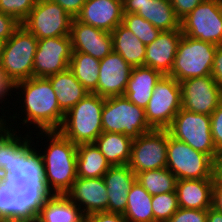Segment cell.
<instances>
[{"label": "cell", "instance_id": "1", "mask_svg": "<svg viewBox=\"0 0 222 222\" xmlns=\"http://www.w3.org/2000/svg\"><path fill=\"white\" fill-rule=\"evenodd\" d=\"M19 88V98L24 94L21 100L24 101L23 112L26 114L22 124H34L40 131H58L65 114L60 110L50 81L47 78L31 77L13 85V90Z\"/></svg>", "mask_w": 222, "mask_h": 222}, {"label": "cell", "instance_id": "2", "mask_svg": "<svg viewBox=\"0 0 222 222\" xmlns=\"http://www.w3.org/2000/svg\"><path fill=\"white\" fill-rule=\"evenodd\" d=\"M37 133L49 141L47 150L39 152L45 186L51 194H65L77 178V145L59 131Z\"/></svg>", "mask_w": 222, "mask_h": 222}, {"label": "cell", "instance_id": "3", "mask_svg": "<svg viewBox=\"0 0 222 222\" xmlns=\"http://www.w3.org/2000/svg\"><path fill=\"white\" fill-rule=\"evenodd\" d=\"M103 105V97L89 93L65 114L58 131L76 145L94 143L103 132Z\"/></svg>", "mask_w": 222, "mask_h": 222}, {"label": "cell", "instance_id": "4", "mask_svg": "<svg viewBox=\"0 0 222 222\" xmlns=\"http://www.w3.org/2000/svg\"><path fill=\"white\" fill-rule=\"evenodd\" d=\"M37 47L38 39L23 25L4 42L0 70L13 85L33 77Z\"/></svg>", "mask_w": 222, "mask_h": 222}, {"label": "cell", "instance_id": "5", "mask_svg": "<svg viewBox=\"0 0 222 222\" xmlns=\"http://www.w3.org/2000/svg\"><path fill=\"white\" fill-rule=\"evenodd\" d=\"M102 129L135 139L153 128L147 122L145 109L121 95L104 98Z\"/></svg>", "mask_w": 222, "mask_h": 222}, {"label": "cell", "instance_id": "6", "mask_svg": "<svg viewBox=\"0 0 222 222\" xmlns=\"http://www.w3.org/2000/svg\"><path fill=\"white\" fill-rule=\"evenodd\" d=\"M217 45L182 35L169 76L178 82L210 76Z\"/></svg>", "mask_w": 222, "mask_h": 222}, {"label": "cell", "instance_id": "7", "mask_svg": "<svg viewBox=\"0 0 222 222\" xmlns=\"http://www.w3.org/2000/svg\"><path fill=\"white\" fill-rule=\"evenodd\" d=\"M167 131L173 138L185 142L196 151L207 154L214 162L220 154L213 143L210 115L181 108Z\"/></svg>", "mask_w": 222, "mask_h": 222}, {"label": "cell", "instance_id": "8", "mask_svg": "<svg viewBox=\"0 0 222 222\" xmlns=\"http://www.w3.org/2000/svg\"><path fill=\"white\" fill-rule=\"evenodd\" d=\"M179 179H214L215 162L168 133L167 166Z\"/></svg>", "mask_w": 222, "mask_h": 222}, {"label": "cell", "instance_id": "9", "mask_svg": "<svg viewBox=\"0 0 222 222\" xmlns=\"http://www.w3.org/2000/svg\"><path fill=\"white\" fill-rule=\"evenodd\" d=\"M181 108L180 83L174 77L163 75L145 108L148 124L153 129H167Z\"/></svg>", "mask_w": 222, "mask_h": 222}, {"label": "cell", "instance_id": "10", "mask_svg": "<svg viewBox=\"0 0 222 222\" xmlns=\"http://www.w3.org/2000/svg\"><path fill=\"white\" fill-rule=\"evenodd\" d=\"M183 35L222 44V0H204L180 21Z\"/></svg>", "mask_w": 222, "mask_h": 222}, {"label": "cell", "instance_id": "11", "mask_svg": "<svg viewBox=\"0 0 222 222\" xmlns=\"http://www.w3.org/2000/svg\"><path fill=\"white\" fill-rule=\"evenodd\" d=\"M73 17L51 0H37L28 17L21 23L38 40L70 36Z\"/></svg>", "mask_w": 222, "mask_h": 222}, {"label": "cell", "instance_id": "12", "mask_svg": "<svg viewBox=\"0 0 222 222\" xmlns=\"http://www.w3.org/2000/svg\"><path fill=\"white\" fill-rule=\"evenodd\" d=\"M167 129H152L133 139L128 166L136 173L167 166Z\"/></svg>", "mask_w": 222, "mask_h": 222}, {"label": "cell", "instance_id": "13", "mask_svg": "<svg viewBox=\"0 0 222 222\" xmlns=\"http://www.w3.org/2000/svg\"><path fill=\"white\" fill-rule=\"evenodd\" d=\"M71 57L72 44L70 36L38 40L33 63V77L47 78L67 70Z\"/></svg>", "mask_w": 222, "mask_h": 222}, {"label": "cell", "instance_id": "14", "mask_svg": "<svg viewBox=\"0 0 222 222\" xmlns=\"http://www.w3.org/2000/svg\"><path fill=\"white\" fill-rule=\"evenodd\" d=\"M179 83L183 109L211 115L222 101V89L211 75L189 78Z\"/></svg>", "mask_w": 222, "mask_h": 222}, {"label": "cell", "instance_id": "15", "mask_svg": "<svg viewBox=\"0 0 222 222\" xmlns=\"http://www.w3.org/2000/svg\"><path fill=\"white\" fill-rule=\"evenodd\" d=\"M133 67L112 51L100 60L97 94L108 98L124 95Z\"/></svg>", "mask_w": 222, "mask_h": 222}, {"label": "cell", "instance_id": "16", "mask_svg": "<svg viewBox=\"0 0 222 222\" xmlns=\"http://www.w3.org/2000/svg\"><path fill=\"white\" fill-rule=\"evenodd\" d=\"M65 195L89 215L97 212H108L107 187L103 177H77Z\"/></svg>", "mask_w": 222, "mask_h": 222}, {"label": "cell", "instance_id": "17", "mask_svg": "<svg viewBox=\"0 0 222 222\" xmlns=\"http://www.w3.org/2000/svg\"><path fill=\"white\" fill-rule=\"evenodd\" d=\"M72 52H82L102 60L113 51V38L110 32L73 19L71 24Z\"/></svg>", "mask_w": 222, "mask_h": 222}, {"label": "cell", "instance_id": "18", "mask_svg": "<svg viewBox=\"0 0 222 222\" xmlns=\"http://www.w3.org/2000/svg\"><path fill=\"white\" fill-rule=\"evenodd\" d=\"M124 13H135L161 31L180 29L170 0H122Z\"/></svg>", "mask_w": 222, "mask_h": 222}, {"label": "cell", "instance_id": "19", "mask_svg": "<svg viewBox=\"0 0 222 222\" xmlns=\"http://www.w3.org/2000/svg\"><path fill=\"white\" fill-rule=\"evenodd\" d=\"M122 0H86L76 19L106 32H112L123 20Z\"/></svg>", "mask_w": 222, "mask_h": 222}, {"label": "cell", "instance_id": "20", "mask_svg": "<svg viewBox=\"0 0 222 222\" xmlns=\"http://www.w3.org/2000/svg\"><path fill=\"white\" fill-rule=\"evenodd\" d=\"M182 35L181 28L161 31L160 35L146 46L144 66L153 68L162 75H170Z\"/></svg>", "mask_w": 222, "mask_h": 222}, {"label": "cell", "instance_id": "21", "mask_svg": "<svg viewBox=\"0 0 222 222\" xmlns=\"http://www.w3.org/2000/svg\"><path fill=\"white\" fill-rule=\"evenodd\" d=\"M107 187L108 212L124 214L127 206V196L136 181L135 172L128 166H111L103 175Z\"/></svg>", "mask_w": 222, "mask_h": 222}, {"label": "cell", "instance_id": "22", "mask_svg": "<svg viewBox=\"0 0 222 222\" xmlns=\"http://www.w3.org/2000/svg\"><path fill=\"white\" fill-rule=\"evenodd\" d=\"M14 196H19L22 206H27L35 215L51 193L47 190L44 177H29L12 174L1 178Z\"/></svg>", "mask_w": 222, "mask_h": 222}, {"label": "cell", "instance_id": "23", "mask_svg": "<svg viewBox=\"0 0 222 222\" xmlns=\"http://www.w3.org/2000/svg\"><path fill=\"white\" fill-rule=\"evenodd\" d=\"M6 126H3V168L1 178L12 174H21L23 162L35 150L32 147L34 143L31 144L32 137L30 138L28 134L24 138L19 134V137L14 127L12 129V127Z\"/></svg>", "mask_w": 222, "mask_h": 222}, {"label": "cell", "instance_id": "24", "mask_svg": "<svg viewBox=\"0 0 222 222\" xmlns=\"http://www.w3.org/2000/svg\"><path fill=\"white\" fill-rule=\"evenodd\" d=\"M214 179H179L176 182L179 208L204 210L212 207Z\"/></svg>", "mask_w": 222, "mask_h": 222}, {"label": "cell", "instance_id": "25", "mask_svg": "<svg viewBox=\"0 0 222 222\" xmlns=\"http://www.w3.org/2000/svg\"><path fill=\"white\" fill-rule=\"evenodd\" d=\"M163 75L146 66L133 67L124 96L132 103L146 108L156 83Z\"/></svg>", "mask_w": 222, "mask_h": 222}, {"label": "cell", "instance_id": "26", "mask_svg": "<svg viewBox=\"0 0 222 222\" xmlns=\"http://www.w3.org/2000/svg\"><path fill=\"white\" fill-rule=\"evenodd\" d=\"M82 210L65 194H51L40 207L35 222H81Z\"/></svg>", "mask_w": 222, "mask_h": 222}, {"label": "cell", "instance_id": "27", "mask_svg": "<svg viewBox=\"0 0 222 222\" xmlns=\"http://www.w3.org/2000/svg\"><path fill=\"white\" fill-rule=\"evenodd\" d=\"M47 79L53 87L60 110L64 114L89 94L69 68L55 75H51L47 77Z\"/></svg>", "mask_w": 222, "mask_h": 222}, {"label": "cell", "instance_id": "28", "mask_svg": "<svg viewBox=\"0 0 222 222\" xmlns=\"http://www.w3.org/2000/svg\"><path fill=\"white\" fill-rule=\"evenodd\" d=\"M113 51L132 67L144 66L146 46L122 23L112 32Z\"/></svg>", "mask_w": 222, "mask_h": 222}, {"label": "cell", "instance_id": "29", "mask_svg": "<svg viewBox=\"0 0 222 222\" xmlns=\"http://www.w3.org/2000/svg\"><path fill=\"white\" fill-rule=\"evenodd\" d=\"M133 139L120 133L102 132L95 145L111 166L128 164Z\"/></svg>", "mask_w": 222, "mask_h": 222}, {"label": "cell", "instance_id": "30", "mask_svg": "<svg viewBox=\"0 0 222 222\" xmlns=\"http://www.w3.org/2000/svg\"><path fill=\"white\" fill-rule=\"evenodd\" d=\"M110 167L95 143L77 145V177H103Z\"/></svg>", "mask_w": 222, "mask_h": 222}, {"label": "cell", "instance_id": "31", "mask_svg": "<svg viewBox=\"0 0 222 222\" xmlns=\"http://www.w3.org/2000/svg\"><path fill=\"white\" fill-rule=\"evenodd\" d=\"M152 195L136 180L127 196L123 214L127 222H154Z\"/></svg>", "mask_w": 222, "mask_h": 222}, {"label": "cell", "instance_id": "32", "mask_svg": "<svg viewBox=\"0 0 222 222\" xmlns=\"http://www.w3.org/2000/svg\"><path fill=\"white\" fill-rule=\"evenodd\" d=\"M69 69L89 93L97 94L100 60L82 52H72Z\"/></svg>", "mask_w": 222, "mask_h": 222}, {"label": "cell", "instance_id": "33", "mask_svg": "<svg viewBox=\"0 0 222 222\" xmlns=\"http://www.w3.org/2000/svg\"><path fill=\"white\" fill-rule=\"evenodd\" d=\"M36 215L22 206L19 196H14L0 179V222H35Z\"/></svg>", "mask_w": 222, "mask_h": 222}, {"label": "cell", "instance_id": "34", "mask_svg": "<svg viewBox=\"0 0 222 222\" xmlns=\"http://www.w3.org/2000/svg\"><path fill=\"white\" fill-rule=\"evenodd\" d=\"M136 180L152 196L175 192L177 182L176 176L167 167L138 172Z\"/></svg>", "mask_w": 222, "mask_h": 222}, {"label": "cell", "instance_id": "35", "mask_svg": "<svg viewBox=\"0 0 222 222\" xmlns=\"http://www.w3.org/2000/svg\"><path fill=\"white\" fill-rule=\"evenodd\" d=\"M122 24L129 29L145 46L152 43L161 33L149 21L135 13H124Z\"/></svg>", "mask_w": 222, "mask_h": 222}, {"label": "cell", "instance_id": "36", "mask_svg": "<svg viewBox=\"0 0 222 222\" xmlns=\"http://www.w3.org/2000/svg\"><path fill=\"white\" fill-rule=\"evenodd\" d=\"M151 203L154 222H167L179 209L176 192L153 195Z\"/></svg>", "mask_w": 222, "mask_h": 222}, {"label": "cell", "instance_id": "37", "mask_svg": "<svg viewBox=\"0 0 222 222\" xmlns=\"http://www.w3.org/2000/svg\"><path fill=\"white\" fill-rule=\"evenodd\" d=\"M37 0H0V12L13 16L22 23L36 5Z\"/></svg>", "mask_w": 222, "mask_h": 222}, {"label": "cell", "instance_id": "38", "mask_svg": "<svg viewBox=\"0 0 222 222\" xmlns=\"http://www.w3.org/2000/svg\"><path fill=\"white\" fill-rule=\"evenodd\" d=\"M21 174L29 177H44L42 159L36 149L23 162Z\"/></svg>", "mask_w": 222, "mask_h": 222}, {"label": "cell", "instance_id": "39", "mask_svg": "<svg viewBox=\"0 0 222 222\" xmlns=\"http://www.w3.org/2000/svg\"><path fill=\"white\" fill-rule=\"evenodd\" d=\"M167 222H207V209L179 208Z\"/></svg>", "mask_w": 222, "mask_h": 222}, {"label": "cell", "instance_id": "40", "mask_svg": "<svg viewBox=\"0 0 222 222\" xmlns=\"http://www.w3.org/2000/svg\"><path fill=\"white\" fill-rule=\"evenodd\" d=\"M211 133L216 150L222 152V101L210 115Z\"/></svg>", "mask_w": 222, "mask_h": 222}, {"label": "cell", "instance_id": "41", "mask_svg": "<svg viewBox=\"0 0 222 222\" xmlns=\"http://www.w3.org/2000/svg\"><path fill=\"white\" fill-rule=\"evenodd\" d=\"M20 25L13 16L0 12V42H6Z\"/></svg>", "mask_w": 222, "mask_h": 222}, {"label": "cell", "instance_id": "42", "mask_svg": "<svg viewBox=\"0 0 222 222\" xmlns=\"http://www.w3.org/2000/svg\"><path fill=\"white\" fill-rule=\"evenodd\" d=\"M204 0H170L177 18L181 21Z\"/></svg>", "mask_w": 222, "mask_h": 222}, {"label": "cell", "instance_id": "43", "mask_svg": "<svg viewBox=\"0 0 222 222\" xmlns=\"http://www.w3.org/2000/svg\"><path fill=\"white\" fill-rule=\"evenodd\" d=\"M86 222H127L123 214L97 212L85 216Z\"/></svg>", "mask_w": 222, "mask_h": 222}, {"label": "cell", "instance_id": "44", "mask_svg": "<svg viewBox=\"0 0 222 222\" xmlns=\"http://www.w3.org/2000/svg\"><path fill=\"white\" fill-rule=\"evenodd\" d=\"M59 4L68 14H70L73 18L80 13L82 6L86 2V0H51Z\"/></svg>", "mask_w": 222, "mask_h": 222}, {"label": "cell", "instance_id": "45", "mask_svg": "<svg viewBox=\"0 0 222 222\" xmlns=\"http://www.w3.org/2000/svg\"><path fill=\"white\" fill-rule=\"evenodd\" d=\"M211 76L222 89V44L217 46Z\"/></svg>", "mask_w": 222, "mask_h": 222}, {"label": "cell", "instance_id": "46", "mask_svg": "<svg viewBox=\"0 0 222 222\" xmlns=\"http://www.w3.org/2000/svg\"><path fill=\"white\" fill-rule=\"evenodd\" d=\"M212 207L222 213V180L215 174Z\"/></svg>", "mask_w": 222, "mask_h": 222}, {"label": "cell", "instance_id": "47", "mask_svg": "<svg viewBox=\"0 0 222 222\" xmlns=\"http://www.w3.org/2000/svg\"><path fill=\"white\" fill-rule=\"evenodd\" d=\"M11 91H13V84L7 79L4 73L0 70V104L4 101L5 95L11 96ZM10 93V94H9ZM3 98V101H2Z\"/></svg>", "mask_w": 222, "mask_h": 222}, {"label": "cell", "instance_id": "48", "mask_svg": "<svg viewBox=\"0 0 222 222\" xmlns=\"http://www.w3.org/2000/svg\"><path fill=\"white\" fill-rule=\"evenodd\" d=\"M207 222H222V213L213 207L207 209Z\"/></svg>", "mask_w": 222, "mask_h": 222}, {"label": "cell", "instance_id": "49", "mask_svg": "<svg viewBox=\"0 0 222 222\" xmlns=\"http://www.w3.org/2000/svg\"><path fill=\"white\" fill-rule=\"evenodd\" d=\"M2 168H3V127L0 129V179H1Z\"/></svg>", "mask_w": 222, "mask_h": 222}, {"label": "cell", "instance_id": "50", "mask_svg": "<svg viewBox=\"0 0 222 222\" xmlns=\"http://www.w3.org/2000/svg\"><path fill=\"white\" fill-rule=\"evenodd\" d=\"M215 174L222 180V159L215 161Z\"/></svg>", "mask_w": 222, "mask_h": 222}, {"label": "cell", "instance_id": "51", "mask_svg": "<svg viewBox=\"0 0 222 222\" xmlns=\"http://www.w3.org/2000/svg\"><path fill=\"white\" fill-rule=\"evenodd\" d=\"M2 117H3V116L0 117V129H1L4 125L9 124V123L6 122L7 120H5L4 117H3V119H2Z\"/></svg>", "mask_w": 222, "mask_h": 222}, {"label": "cell", "instance_id": "52", "mask_svg": "<svg viewBox=\"0 0 222 222\" xmlns=\"http://www.w3.org/2000/svg\"><path fill=\"white\" fill-rule=\"evenodd\" d=\"M3 46H4V43L0 42V63H1V58H2Z\"/></svg>", "mask_w": 222, "mask_h": 222}, {"label": "cell", "instance_id": "53", "mask_svg": "<svg viewBox=\"0 0 222 222\" xmlns=\"http://www.w3.org/2000/svg\"><path fill=\"white\" fill-rule=\"evenodd\" d=\"M217 159H222V152L218 155Z\"/></svg>", "mask_w": 222, "mask_h": 222}]
</instances>
